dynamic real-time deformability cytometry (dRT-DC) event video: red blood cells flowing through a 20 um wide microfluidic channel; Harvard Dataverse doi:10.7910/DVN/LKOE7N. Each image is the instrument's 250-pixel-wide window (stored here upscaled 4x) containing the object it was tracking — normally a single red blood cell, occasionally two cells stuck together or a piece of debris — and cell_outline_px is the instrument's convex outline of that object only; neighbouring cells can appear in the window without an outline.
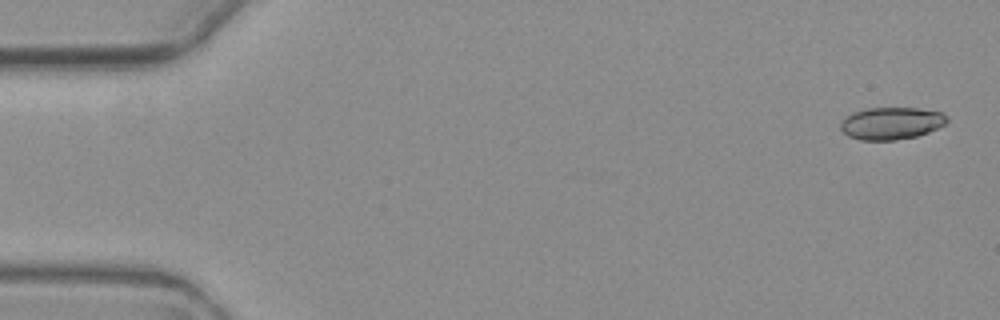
{"species": "common noctule bat (a hibernating species)", "species_latin": "Nyctalus noctula", "temperature_condition": "warm", "stored_images_in_passage": 5, "camera_frame_rate_fps": 3000, "um_per_image_px": 0.085, "animal": {"sex": "female", "body_mass_g": 19.3, "forearm_length_mm": 54.1}, "frame": {"image": 1, "passage_image": 1, "time_ms": 0.0, "image_size_px": [1000, 320], "cell_outline_px": [[948, 120], [944, 124], [928, 132], [916, 136], [896, 140], [860, 140], [848, 136], [840, 128], [840, 124], [848, 116], [856, 112], [868, 108], [916, 108], [940, 112]], "centroid_in_image_um": [75.75, 10.49], "position_along_channel_um": 9.3, "area_um2": 19.59}}